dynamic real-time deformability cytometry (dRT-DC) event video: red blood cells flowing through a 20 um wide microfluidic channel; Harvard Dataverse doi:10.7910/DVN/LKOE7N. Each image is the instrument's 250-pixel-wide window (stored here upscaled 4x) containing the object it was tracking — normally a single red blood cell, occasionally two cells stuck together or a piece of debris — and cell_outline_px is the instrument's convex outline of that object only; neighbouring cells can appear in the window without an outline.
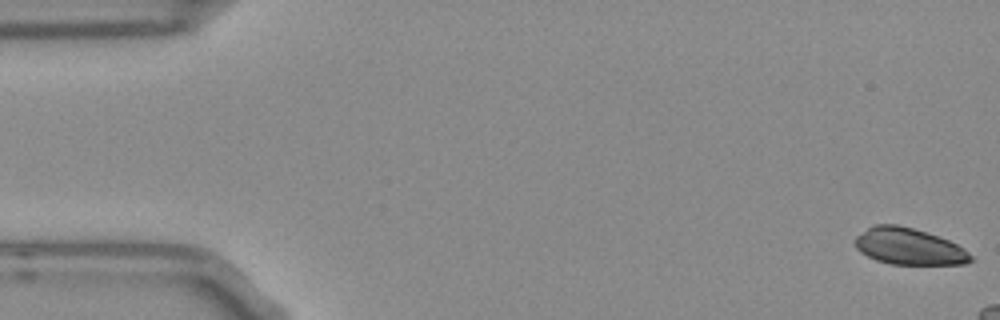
{"species": "Egyptian fruit bat (a non-hibernating species)", "species_latin": "Rousettus aegyptiacus", "temperature_condition": "room temperature", "stored_images_in_passage": 9, "camera_frame_rate_fps": 3000, "um_per_image_px": 0.085, "frame": {"image": 1, "passage_image": 1, "time_ms": 0.0, "image_size_px": [1000, 320], "cell_outline_px": [[972, 260], [964, 264], [892, 264], [876, 260], [860, 252], [856, 248], [856, 236], [872, 224], [896, 224], [912, 228], [948, 240], [964, 248], [972, 256]], "centroid_in_image_um": [77.23, 20.95], "position_along_channel_um": 7.8, "area_um2": 24.39}}